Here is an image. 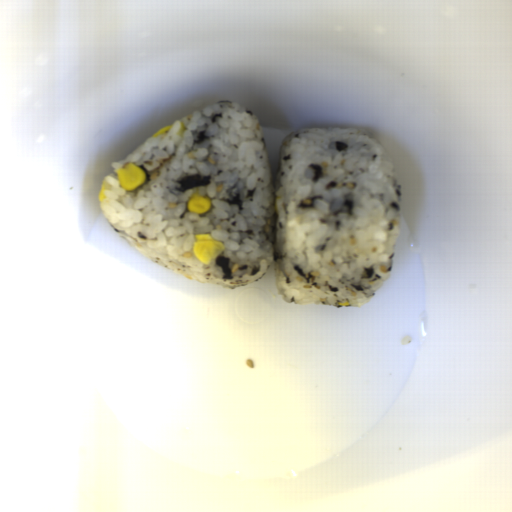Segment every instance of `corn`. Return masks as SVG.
<instances>
[{
	"label": "corn",
	"instance_id": "obj_4",
	"mask_svg": "<svg viewBox=\"0 0 512 512\" xmlns=\"http://www.w3.org/2000/svg\"><path fill=\"white\" fill-rule=\"evenodd\" d=\"M112 189V186L111 184L105 182V181H102L101 183V186H100V190H99V194H98V201H103L104 199H106V191L107 190H110Z\"/></svg>",
	"mask_w": 512,
	"mask_h": 512
},
{
	"label": "corn",
	"instance_id": "obj_5",
	"mask_svg": "<svg viewBox=\"0 0 512 512\" xmlns=\"http://www.w3.org/2000/svg\"><path fill=\"white\" fill-rule=\"evenodd\" d=\"M173 127V125H166L165 127H163L162 129H160L159 131H157L155 134L152 135L153 138H156L158 136H161L165 133H167L168 131L171 130V128Z\"/></svg>",
	"mask_w": 512,
	"mask_h": 512
},
{
	"label": "corn",
	"instance_id": "obj_3",
	"mask_svg": "<svg viewBox=\"0 0 512 512\" xmlns=\"http://www.w3.org/2000/svg\"><path fill=\"white\" fill-rule=\"evenodd\" d=\"M186 207L189 212L197 215H204L212 209V201L211 198L207 196L193 193L188 197Z\"/></svg>",
	"mask_w": 512,
	"mask_h": 512
},
{
	"label": "corn",
	"instance_id": "obj_1",
	"mask_svg": "<svg viewBox=\"0 0 512 512\" xmlns=\"http://www.w3.org/2000/svg\"><path fill=\"white\" fill-rule=\"evenodd\" d=\"M225 248L222 242L216 241L209 233H200L195 236L192 252L201 263L209 264Z\"/></svg>",
	"mask_w": 512,
	"mask_h": 512
},
{
	"label": "corn",
	"instance_id": "obj_2",
	"mask_svg": "<svg viewBox=\"0 0 512 512\" xmlns=\"http://www.w3.org/2000/svg\"><path fill=\"white\" fill-rule=\"evenodd\" d=\"M115 172L122 188L128 191L135 190L147 181L144 170L131 162H127L124 167Z\"/></svg>",
	"mask_w": 512,
	"mask_h": 512
}]
</instances>
